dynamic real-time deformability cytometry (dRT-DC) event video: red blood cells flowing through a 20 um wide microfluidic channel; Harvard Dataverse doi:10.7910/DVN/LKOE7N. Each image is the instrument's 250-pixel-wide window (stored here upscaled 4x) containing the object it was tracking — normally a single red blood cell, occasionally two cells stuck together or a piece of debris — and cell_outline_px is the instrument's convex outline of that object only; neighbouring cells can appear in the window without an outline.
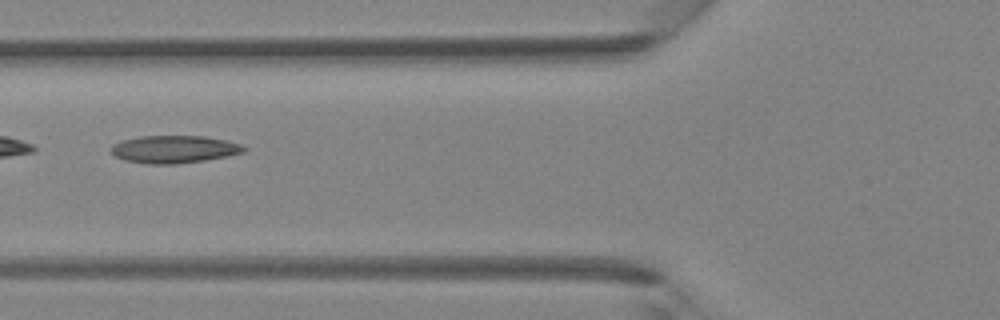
{"species": "Egyptian fruit bat (a non-hibernating species)", "species_latin": "Rousettus aegyptiacus", "temperature_condition": "room temperature", "stored_images_in_passage": 41, "camera_frame_rate_fps": 3000, "um_per_image_px": 0.085, "animal": {"sex": "female"}, "frame": {"image": 1, "passage_image": 16, "time_ms": 5.0, "image_size_px": [1000, 320], "cell_outline_px": [[248, 148], [244, 152], [204, 160], [176, 164], [148, 164], [124, 160], [116, 156], [108, 148], [112, 144], [120, 140], [140, 136], [204, 136], [224, 140], [240, 144]], "centroid_in_image_um": [14.74, 12.68], "position_along_channel_um": 111.1, "area_um2": 21.33}}
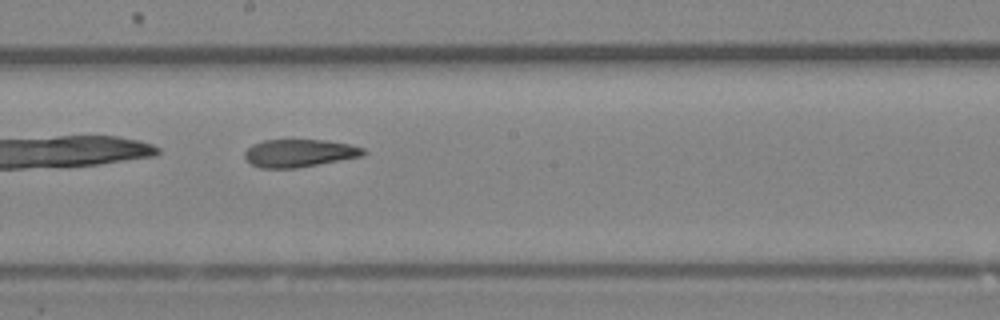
{"frame": {"image": 2, "passage_image": 23, "time_ms": 7.333, "image_size_px": [1000, 320], "cell_outline_px": [[368, 152], [364, 156], [296, 168], [260, 168], [252, 164], [244, 156], [244, 152], [252, 144], [264, 140], [328, 140], [348, 144], [364, 148]], "centroid_in_image_um": [25.47, 13.01], "position_along_channel_um": 222.7, "area_um2": 19.25}}
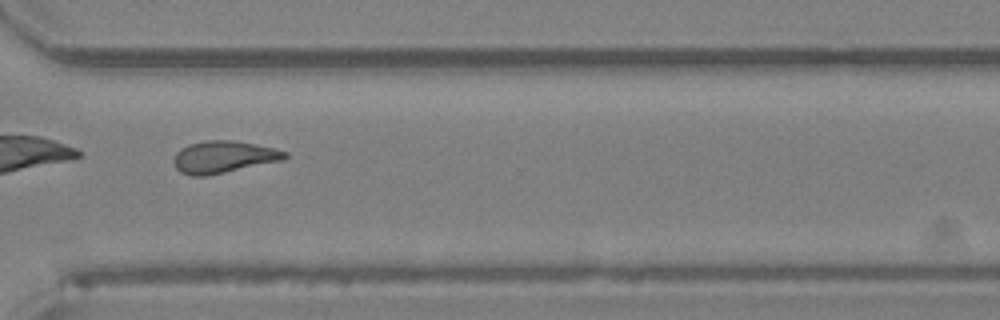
{"frame": {"image": 3, "passage_image": 31, "time_ms": 10.0, "image_size_px": [1000, 320], "cell_outline_px": [[288, 156], [284, 160], [208, 176], [192, 176], [180, 172], [176, 168], [172, 160], [176, 152], [180, 148], [188, 144], [208, 140], [232, 140], [276, 148], [288, 152]], "centroid_in_image_um": [19.0, 13.35], "position_along_channel_um": 351.6, "area_um2": 21.04}}